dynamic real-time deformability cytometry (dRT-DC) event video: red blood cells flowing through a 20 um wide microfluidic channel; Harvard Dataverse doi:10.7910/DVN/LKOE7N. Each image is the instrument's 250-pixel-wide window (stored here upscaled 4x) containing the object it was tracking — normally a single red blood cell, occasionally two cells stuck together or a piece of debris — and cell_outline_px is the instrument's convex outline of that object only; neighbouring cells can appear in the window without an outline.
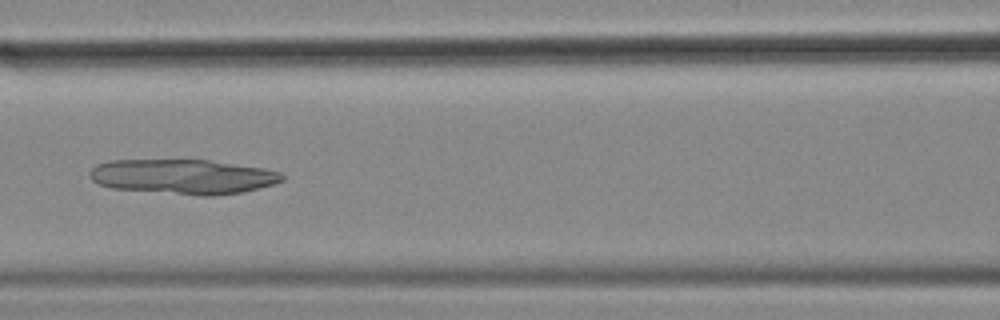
{"species": "common noctule bat (a hibernating species)", "species_latin": "Nyctalus noctula", "temperature_condition": "cold", "stored_images_in_passage": 56, "camera_frame_rate_fps": 3000, "um_per_image_px": 0.085, "animal": {"sex": "female", "body_mass_g": 18.4}, "frame": {"image": 1, "passage_image": 25, "time_ms": 8.0, "image_size_px": [1000, 320], "cell_outline_px": [[284, 180], [276, 184], [240, 192], [212, 196], [200, 196], [112, 188], [100, 184], [92, 180], [88, 176], [88, 172], [96, 164], [108, 160], [208, 160], [264, 168], [280, 172], [284, 176]], "centroid_in_image_um": [15.55, 15.01], "position_along_channel_um": 151.1, "area_um2": 39.13}}
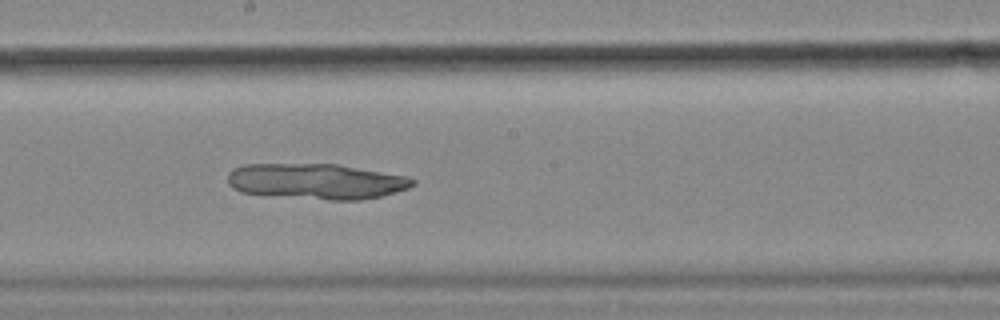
{"frame": {"image": 2, "passage_image": 31, "time_ms": 10.0, "image_size_px": [1000, 320], "cell_outline_px": [[416, 184], [408, 188], [396, 192], [380, 196], [360, 200], [328, 200], [240, 192], [232, 188], [228, 184], [228, 172], [232, 168], [244, 164], [336, 164], [408, 176], [416, 180]], "centroid_in_image_um": [26.89, 15.41], "position_along_channel_um": 221.3, "area_um2": 38.44}}
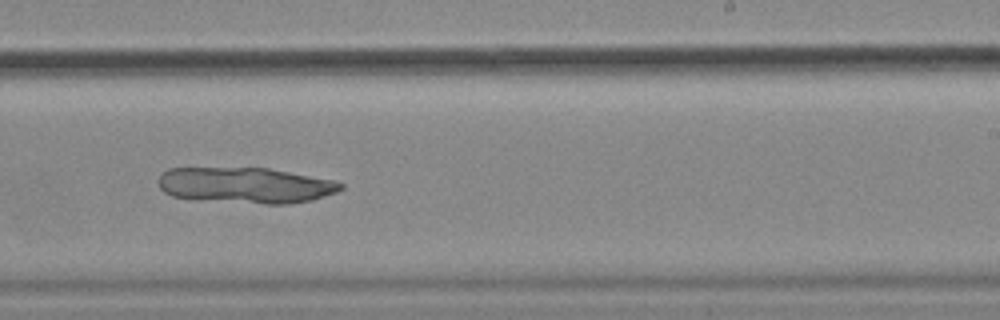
{"frame": {"image": 3, "passage_image": 35, "time_ms": 11.333, "image_size_px": [1000, 320], "cell_outline_px": [[344, 188], [336, 192], [312, 200], [288, 204], [264, 204], [172, 196], [164, 192], [160, 188], [160, 176], [168, 168], [268, 168], [336, 180], [344, 184]], "centroid_in_image_um": [20.95, 15.74], "position_along_channel_um": 268.0, "area_um2": 37.69}}